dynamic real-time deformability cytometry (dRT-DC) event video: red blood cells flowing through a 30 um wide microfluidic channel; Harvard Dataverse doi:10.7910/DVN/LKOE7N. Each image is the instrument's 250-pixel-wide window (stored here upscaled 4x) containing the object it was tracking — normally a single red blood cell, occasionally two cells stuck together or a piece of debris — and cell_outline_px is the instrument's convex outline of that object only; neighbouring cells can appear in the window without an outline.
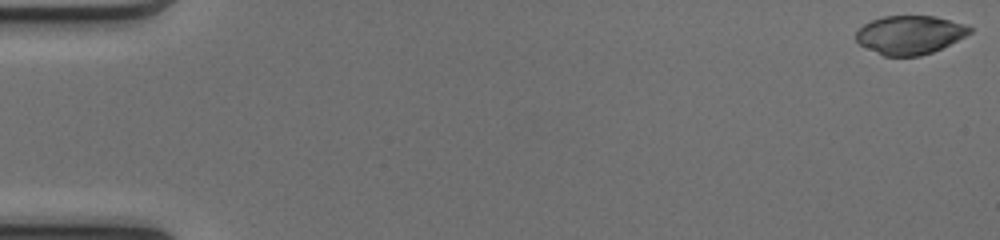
{"species": "common noctule bat (a hibernating species)", "species_latin": "Nyctalus noctula", "temperature_condition": "cold", "stored_images_in_passage": 50, "camera_frame_rate_fps": 3000, "um_per_image_px": 0.085, "animal": {"sex": "female", "body_mass_g": 17.0, "forearm_length_mm": 48.0}, "frame": {"image": 1, "passage_image": 1, "time_ms": 0.0, "image_size_px": [1000, 240], "cell_outline_px": [[972, 32], [932, 52], [920, 56], [884, 56], [860, 44], [856, 40], [856, 32], [864, 24], [872, 20], [884, 16], [936, 16], [964, 24], [972, 28]], "centroid_in_image_um": [77.32, 2.95], "position_along_channel_um": 7.7, "area_um2": 25.26}}
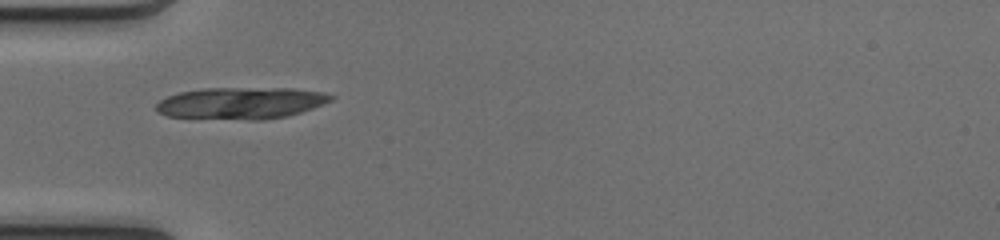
{"frame": {"image": 2, "passage_image": 17, "time_ms": 5.333, "image_size_px": [1000, 240], "cell_outline_px": [[336, 96], [332, 100], [312, 108], [288, 116], [264, 120], [248, 120], [168, 116], [156, 112], [156, 104], [160, 100], [168, 96], [180, 92], [204, 88], [296, 88], [324, 92]], "centroid_in_image_um": [20.52, 8.76], "position_along_channel_um": 64.5, "area_um2": 32.48}}